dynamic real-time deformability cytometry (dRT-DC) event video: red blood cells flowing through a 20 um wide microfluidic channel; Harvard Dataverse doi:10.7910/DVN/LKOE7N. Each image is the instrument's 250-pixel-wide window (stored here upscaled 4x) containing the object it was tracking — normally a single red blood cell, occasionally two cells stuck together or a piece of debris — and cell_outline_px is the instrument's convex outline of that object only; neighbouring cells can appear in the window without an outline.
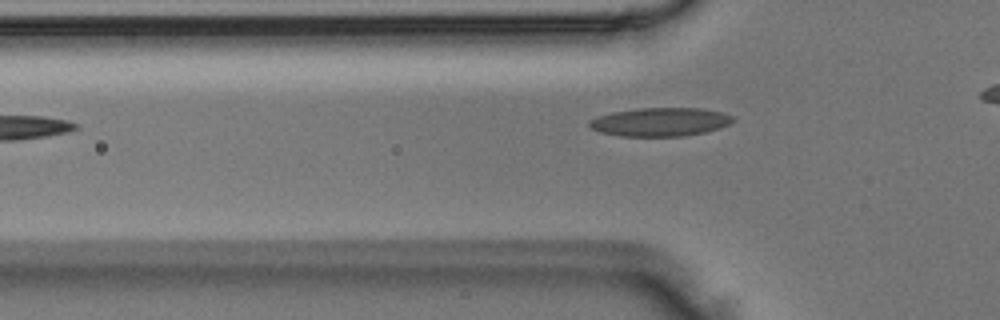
{"species": "Egyptian fruit bat (a non-hibernating species)", "species_latin": "Rousettus aegyptiacus", "temperature_condition": "room temperature", "stored_images_in_passage": 2, "camera_frame_rate_fps": 3000, "um_per_image_px": 0.085, "animal": {"sex": "male"}, "frame": {"image": 1, "passage_image": 2, "time_ms": 0.333, "image_size_px": [1000, 320], "cell_outline_px": [[736, 120], [728, 124], [704, 132], [684, 136], [620, 136], [600, 132], [592, 128], [588, 124], [588, 120], [596, 116], [612, 112], [636, 108], [704, 108], [720, 112], [732, 116]], "centroid_in_image_um": [56.07, 10.35], "position_along_channel_um": 69.7, "area_um2": 23.87}}